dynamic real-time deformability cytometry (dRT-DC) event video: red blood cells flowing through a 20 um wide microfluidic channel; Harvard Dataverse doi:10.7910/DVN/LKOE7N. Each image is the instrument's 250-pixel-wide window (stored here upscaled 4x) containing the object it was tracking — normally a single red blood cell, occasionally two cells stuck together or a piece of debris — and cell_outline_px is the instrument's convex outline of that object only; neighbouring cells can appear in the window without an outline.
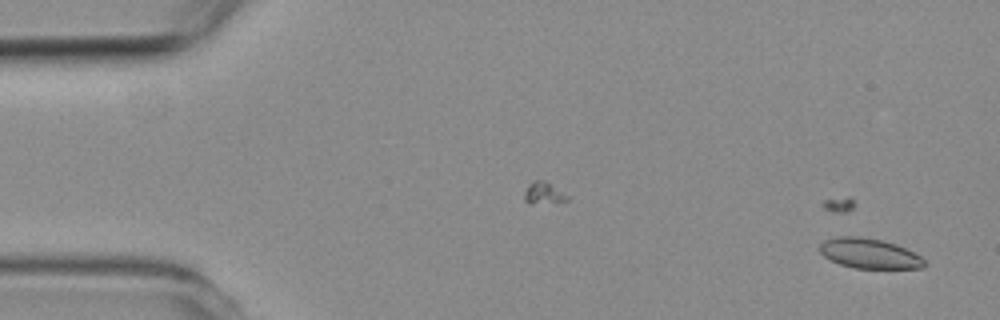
{"species": "common noctule bat (a hibernating species)", "species_latin": "Nyctalus noctula", "temperature_condition": "room temperature", "stored_images_in_passage": 3, "camera_frame_rate_fps": 3000, "um_per_image_px": 0.085, "animal": {"sex": "female", "body_mass_g": 19.3, "forearm_length_mm": 54.1}, "frame": {"image": 1, "passage_image": 1, "time_ms": 0.0, "image_size_px": [1000, 320], "cell_outline_px": [[924, 268], [856, 268], [840, 264], [824, 256], [820, 252], [820, 244], [824, 240], [840, 236], [860, 236], [884, 240], [896, 244], [920, 256], [924, 260]], "centroid_in_image_um": [73.88, 21.53], "position_along_channel_um": 11.1, "area_um2": 18.15}}